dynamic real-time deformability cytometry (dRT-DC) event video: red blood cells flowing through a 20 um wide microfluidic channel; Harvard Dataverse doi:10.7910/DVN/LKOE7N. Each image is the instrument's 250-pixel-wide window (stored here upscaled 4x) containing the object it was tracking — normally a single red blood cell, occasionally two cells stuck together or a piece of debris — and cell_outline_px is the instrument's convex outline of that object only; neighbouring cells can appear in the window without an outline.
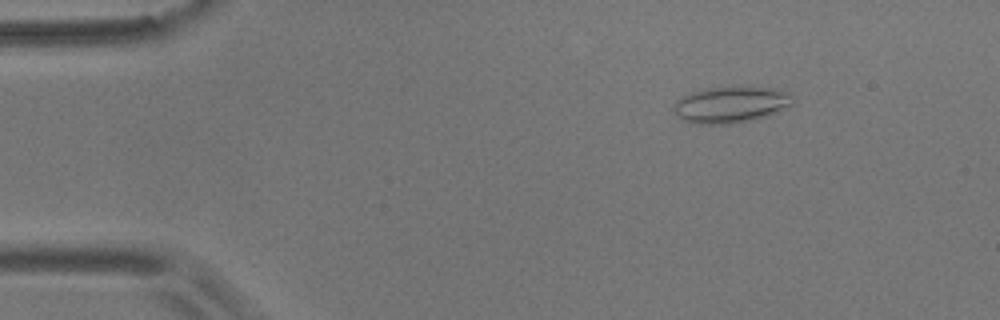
{"species": "common noctule bat (a hibernating species)", "species_latin": "Nyctalus noctula", "temperature_condition": "room temperature", "stored_images_in_passage": 55, "camera_frame_rate_fps": 3000, "um_per_image_px": 0.085, "animal": {"sex": "male", "body_mass_g": 17.9}, "frame": {"image": 1, "passage_image": 8, "time_ms": 2.333, "image_size_px": [1000, 320], "cell_outline_px": [[796, 100], [792, 104], [768, 116], [752, 120], [732, 124], [692, 124], [676, 116], [672, 104], [680, 96], [692, 92], [708, 88], [772, 88], [792, 92]], "centroid_in_image_um": [62.12, 8.91], "position_along_channel_um": 22.9, "area_um2": 25.37}}
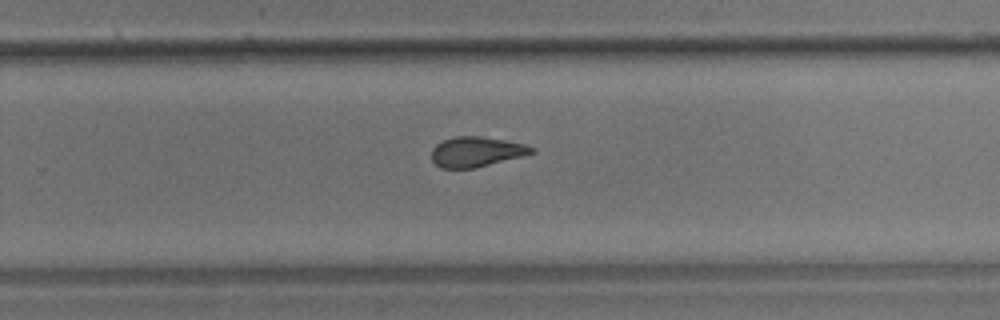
{"frame": {"image": 2, "passage_image": 36, "time_ms": 11.667, "image_size_px": [1000, 320], "cell_outline_px": [[536, 152], [524, 156], [476, 168], [440, 168], [432, 160], [432, 148], [436, 144], [452, 136], [480, 136], [504, 140], [524, 144], [536, 148]], "centroid_in_image_um": [40.51, 12.9], "position_along_channel_um": 289.3, "area_um2": 17.69}}
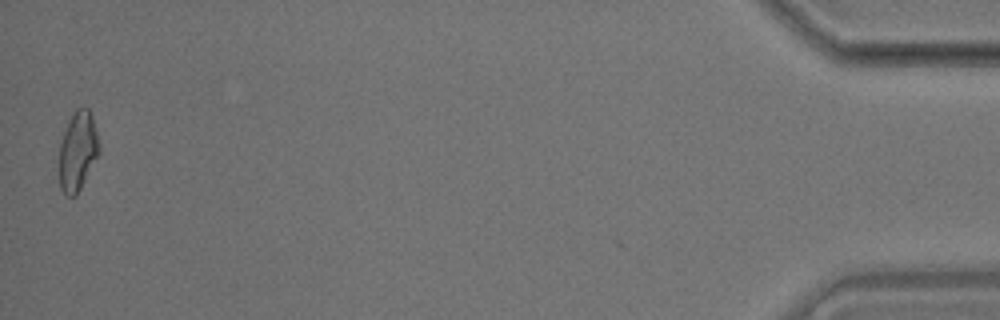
{"frame": {"image": 3, "passage_image": 55, "time_ms": 18.0, "image_size_px": [1000, 320], "cell_outline_px": [[100, 152], [76, 196], [68, 196], [60, 188], [60, 144], [68, 120], [72, 112], [76, 108], [88, 108], [92, 116], [100, 148]], "centroid_in_image_um": [6.61, 12.83], "position_along_channel_um": 428.6, "area_um2": 18.21}, "authors_computed_cell_mechanics": {"area_um2": 18.6116, "velocity_mm_per_s": 3.6398, "shape_relaxation_time_tau1_ms": null, "shape_relaxation_time_tau2_ms": 1.2377, "deformation_change_tau1": null, "deformation_change_tau2": 0.0725}}